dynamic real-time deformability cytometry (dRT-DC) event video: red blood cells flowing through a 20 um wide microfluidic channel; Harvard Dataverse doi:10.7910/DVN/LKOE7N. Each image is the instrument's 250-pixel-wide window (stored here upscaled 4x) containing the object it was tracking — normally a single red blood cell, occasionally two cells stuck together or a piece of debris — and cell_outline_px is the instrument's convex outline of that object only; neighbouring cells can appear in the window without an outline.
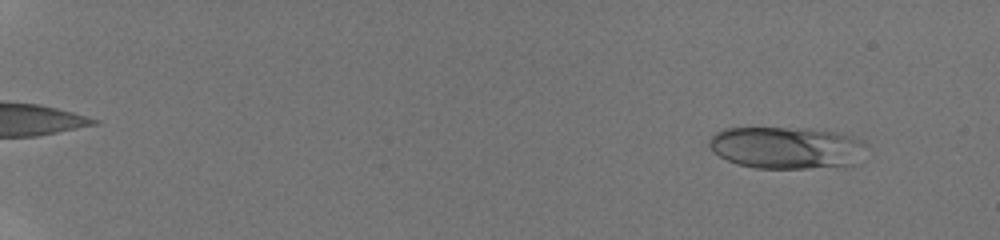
{"species": "human", "species_latin": "Homo sapiens", "temperature_condition": "room temperature", "stored_images_in_passage": 68, "camera_frame_rate_fps": 3000, "um_per_image_px": 0.085, "donor": {"sex": "male"}, "frame": {"image": 1, "passage_image": 11, "time_ms": 1.667, "image_size_px": [1000, 240], "cell_outline_px": [[868, 144], [860, 164], [848, 168], [756, 168], [736, 164], [712, 152], [708, 144], [708, 140], [716, 132], [724, 128], [808, 128], [840, 132], [864, 140]], "centroid_in_image_um": [66.98, 12.57], "position_along_channel_um": 18.0, "area_um2": 39.82}}
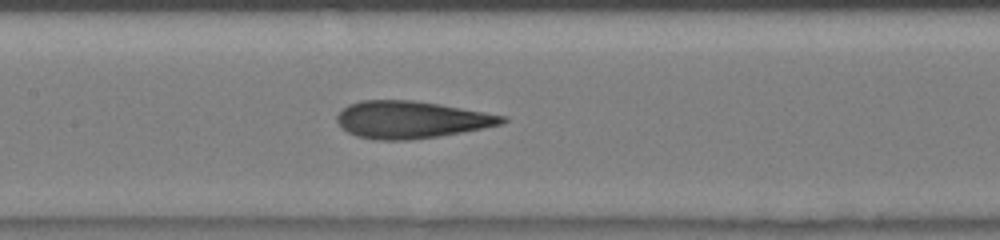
{"frame": {"image": 2, "passage_image": 45, "time_ms": 9.667, "image_size_px": [1000, 240], "cell_outline_px": [[508, 120], [500, 124], [484, 128], [440, 136], [408, 140], [376, 140], [356, 136], [340, 128], [336, 120], [336, 116], [348, 104], [360, 100], [412, 100], [440, 104], [508, 116]], "centroid_in_image_um": [34.93, 10.17], "position_along_channel_um": 172.5, "area_um2": 36.01}}
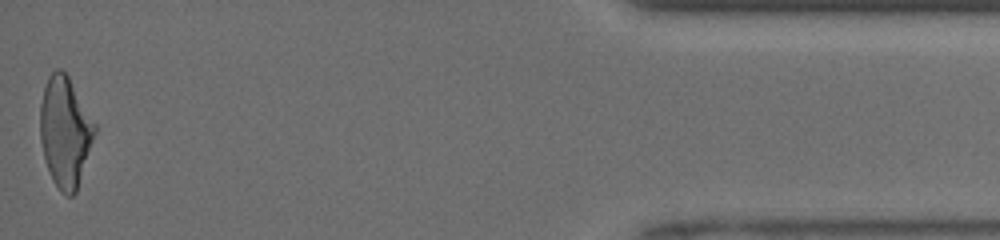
{"frame": {"image": 3, "passage_image": 68, "time_ms": 17.333, "image_size_px": [1000, 240], "cell_outline_px": [[96, 132], [76, 192], [72, 196], [64, 196], [60, 192], [52, 180], [44, 156], [40, 140], [40, 104], [44, 88], [48, 76], [56, 68], [60, 68], [68, 76], [96, 124]], "centroid_in_image_um": [5.53, 11.21], "position_along_channel_um": 429.7, "area_um2": 35.03}, "authors_computed_cell_mechanics": {"area_um2": 36.0961, "velocity_mm_per_s": 4.173, "shape_relaxation_time_tau1_ms": null, "shape_relaxation_time_tau2_ms": 1.174, "deformation_change_tau1": null, "deformation_change_tau2": 0.087}}